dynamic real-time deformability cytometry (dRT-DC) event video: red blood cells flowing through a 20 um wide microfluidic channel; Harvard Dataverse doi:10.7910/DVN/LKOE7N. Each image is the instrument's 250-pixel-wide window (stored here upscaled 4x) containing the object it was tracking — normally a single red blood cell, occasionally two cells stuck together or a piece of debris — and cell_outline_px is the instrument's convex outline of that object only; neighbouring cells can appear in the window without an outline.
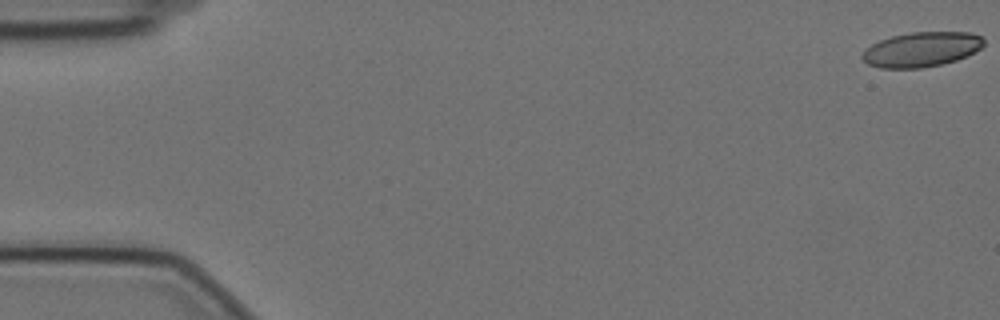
{"species": "Egyptian fruit bat (a non-hibernating species)", "species_latin": "Rousettus aegyptiacus", "temperature_condition": "cold", "stored_images_in_passage": 58, "camera_frame_rate_fps": 3000, "um_per_image_px": 0.085, "animal": {"sex": "female"}, "frame": {"image": 1, "passage_image": 1, "time_ms": 0.0, "image_size_px": [1000, 320], "cell_outline_px": [[984, 44], [980, 48], [956, 60], [940, 64], [920, 68], [880, 68], [868, 64], [860, 56], [872, 44], [880, 40], [892, 36], [912, 32], [972, 32], [984, 36]], "centroid_in_image_um": [78.34, 4.19], "position_along_channel_um": 6.7, "area_um2": 24.45}}
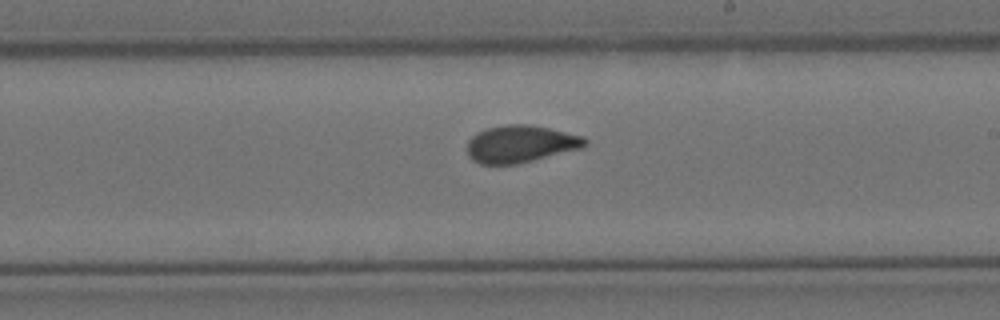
{"frame": {"image": 2, "passage_image": 34, "time_ms": 11.0, "image_size_px": [1000, 320], "cell_outline_px": [[588, 144], [584, 148], [516, 164], [480, 164], [472, 160], [468, 156], [468, 140], [476, 132], [488, 128], [504, 124], [532, 124], [584, 136], [588, 140]], "centroid_in_image_um": [44.27, 12.23], "position_along_channel_um": 244.7, "area_um2": 25.84}}
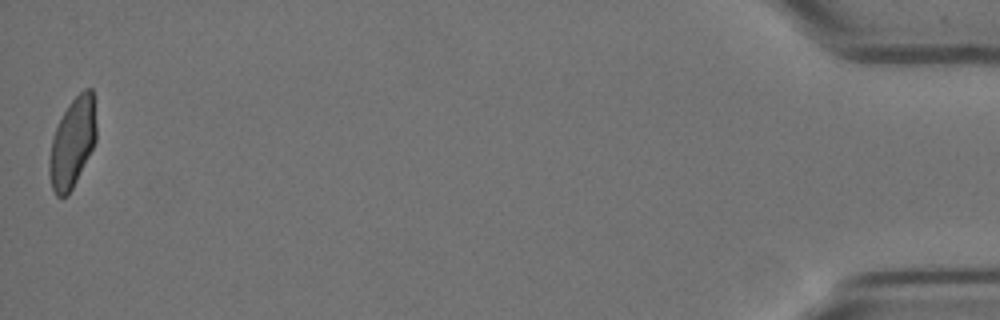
{"frame": {"image": 3, "passage_image": 58, "time_ms": 19.0, "image_size_px": [1000, 320], "cell_outline_px": [[96, 140], [68, 196], [56, 196], [52, 188], [48, 172], [48, 160], [52, 140], [56, 128], [68, 104], [84, 88], [92, 88], [96, 124]], "centroid_in_image_um": [6.14, 12.13], "position_along_channel_um": 429.1, "area_um2": 24.22}, "authors_computed_cell_mechanics": {"area_um2": 25.3742, "velocity_mm_per_s": 3.489, "shape_relaxation_time_tau1_ms": 9.7383, "shape_relaxation_time_tau2_ms": 0.7892, "deformation_change_tau1": 0.1994, "deformation_change_tau2": 0.059}}